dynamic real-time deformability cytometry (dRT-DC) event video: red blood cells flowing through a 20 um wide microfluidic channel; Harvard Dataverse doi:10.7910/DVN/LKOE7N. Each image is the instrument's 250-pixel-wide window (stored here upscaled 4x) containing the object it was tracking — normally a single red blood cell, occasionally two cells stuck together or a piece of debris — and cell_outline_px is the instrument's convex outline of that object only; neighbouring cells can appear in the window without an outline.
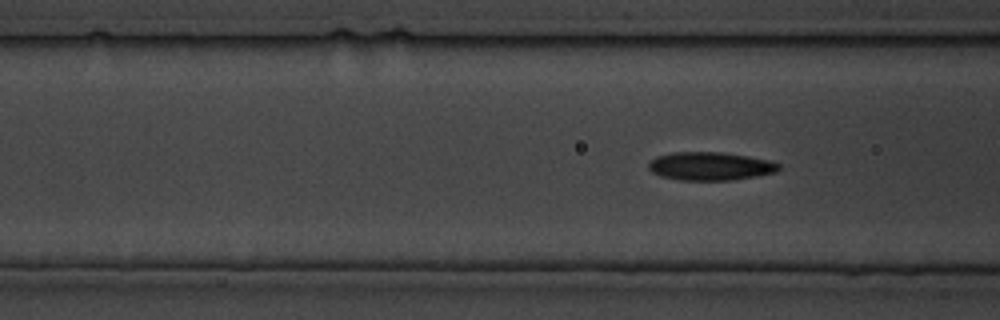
{"species": "common noctule bat (a hibernating species)", "species_latin": "Nyctalus noctula", "temperature_condition": "cold", "stored_images_in_passage": 98, "camera_frame_rate_fps": 3000, "um_per_image_px": 0.085, "animal": {"sex": "male", "body_mass_g": 19.5, "forearm_length_mm": 54.6}, "frame": {"image": 1, "passage_image": 20, "time_ms": 6.333, "image_size_px": [1000, 320], "cell_outline_px": [[780, 168], [776, 172], [756, 176], [732, 180], [680, 180], [660, 176], [652, 172], [648, 168], [648, 160], [656, 156], [672, 152], [724, 152], [772, 160], [780, 164]], "centroid_in_image_um": [60.36, 14.11], "position_along_channel_um": 106.2, "area_um2": 21.73}}
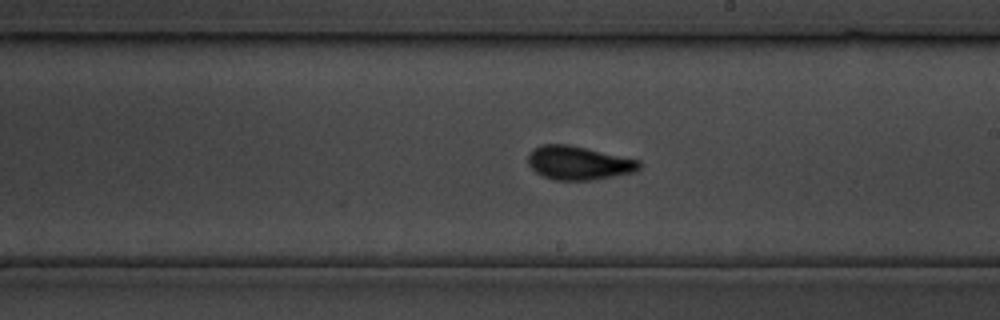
{"frame": {"image": 2, "passage_image": 45, "time_ms": 14.667, "image_size_px": [1000, 320], "cell_outline_px": [[640, 168], [636, 172], [588, 180], [556, 180], [544, 176], [536, 172], [528, 164], [528, 152], [532, 148], [540, 144], [568, 144], [640, 160]], "centroid_in_image_um": [49.15, 13.83], "position_along_channel_um": 239.9, "area_um2": 21.79}}
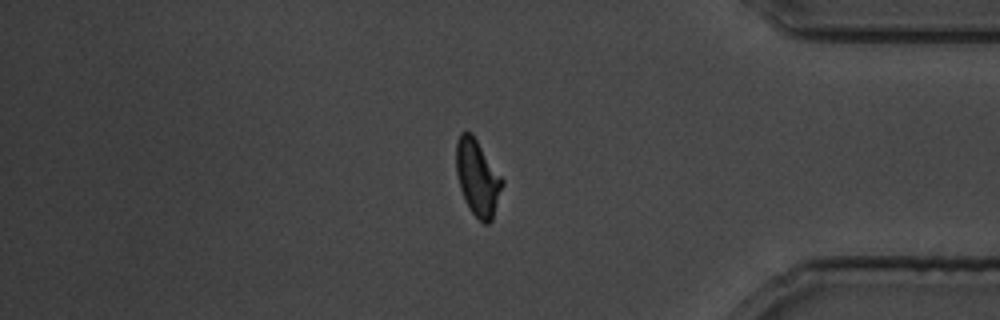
{"frame": {"image": 3, "passage_image": 78, "time_ms": 25.667, "image_size_px": [1000, 320], "cell_outline_px": [[504, 184], [492, 220], [488, 224], [484, 224], [472, 212], [460, 188], [456, 172], [456, 140], [460, 132], [472, 132], [504, 180]], "centroid_in_image_um": [40.6, 15.07], "position_along_channel_um": 394.6, "area_um2": 20.4}}